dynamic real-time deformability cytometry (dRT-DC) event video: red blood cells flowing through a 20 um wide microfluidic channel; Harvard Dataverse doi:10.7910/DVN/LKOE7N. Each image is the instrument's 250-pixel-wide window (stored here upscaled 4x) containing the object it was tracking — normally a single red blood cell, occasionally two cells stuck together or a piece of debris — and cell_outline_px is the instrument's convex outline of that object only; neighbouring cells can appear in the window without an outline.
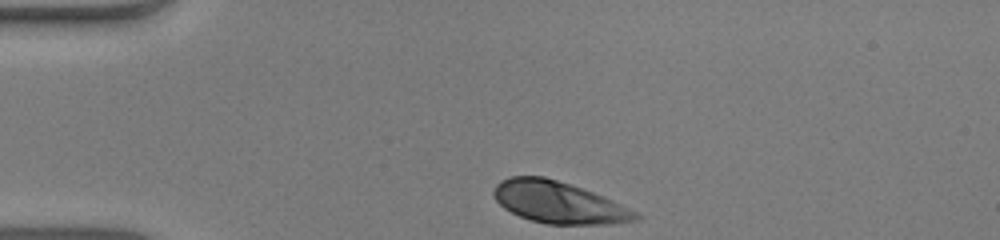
{"species": "human", "species_latin": "Homo sapiens", "temperature_condition": "warm", "stored_images_in_passage": 32, "camera_frame_rate_fps": 3000, "um_per_image_px": 0.085, "donor": {"sex": "male"}, "frame": {"image": 1, "passage_image": 1, "time_ms": 0.0, "image_size_px": [1000, 240], "cell_outline_px": [[644, 216], [640, 220], [608, 224], [548, 224], [532, 220], [520, 216], [504, 208], [496, 200], [492, 192], [496, 184], [500, 180], [508, 176], [544, 176], [604, 196]], "centroid_in_image_um": [47.48, 17.2], "position_along_channel_um": 37.5, "area_um2": 34.33}}
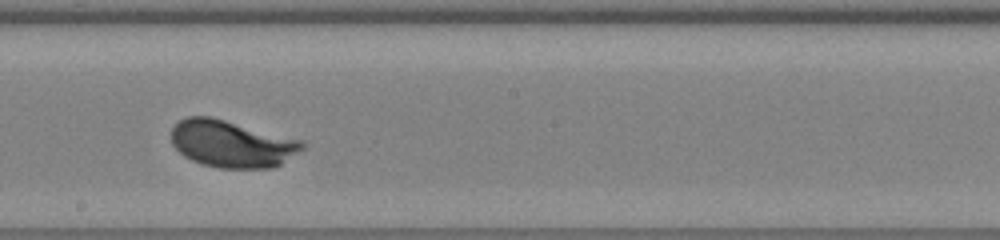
{"frame": {"image": 2, "passage_image": 19, "time_ms": 6.0, "image_size_px": [1000, 240], "cell_outline_px": [[308, 144], [304, 148], [280, 164], [272, 168], [220, 168], [200, 164], [184, 156], [172, 144], [172, 128], [180, 120], [188, 116], [208, 116], [304, 140]], "centroid_in_image_um": [19.72, 12.23], "position_along_channel_um": 228.5, "area_um2": 35.84}}
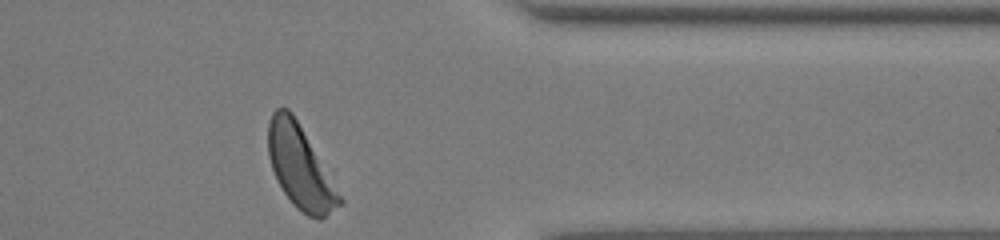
{"frame": {"image": 3, "passage_image": 32, "time_ms": 10.333, "image_size_px": [1000, 240], "cell_outline_px": [[344, 204], [320, 220], [316, 220], [308, 216], [296, 208], [284, 192], [276, 180], [268, 156], [268, 124], [272, 112], [276, 108], [288, 108], [292, 112], [344, 200]], "centroid_in_image_um": [25.51, 14.24], "position_along_channel_um": 385.9, "area_um2": 34.16}, "authors_computed_cell_mechanics": {"area_um2": 35.2002, "velocity_mm_per_s": 3.9104, "shape_relaxation_time_tau1_ms": 1.8397, "shape_relaxation_time_tau2_ms": null, "deformation_change_tau1": 0.1379, "deformation_change_tau2": null}}